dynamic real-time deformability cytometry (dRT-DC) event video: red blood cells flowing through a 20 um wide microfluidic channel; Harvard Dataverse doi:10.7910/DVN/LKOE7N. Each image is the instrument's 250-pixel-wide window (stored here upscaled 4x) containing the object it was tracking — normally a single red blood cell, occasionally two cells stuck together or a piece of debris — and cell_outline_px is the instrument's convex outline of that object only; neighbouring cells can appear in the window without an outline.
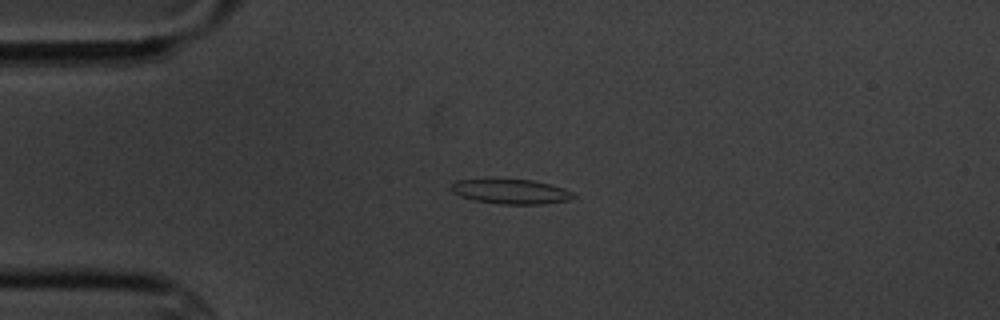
{"species": "common noctule bat (a hibernating species)", "species_latin": "Nyctalus noctula", "temperature_condition": "cold", "stored_images_in_passage": 4, "camera_frame_rate_fps": 3000, "um_per_image_px": 0.085, "animal": {"sex": "male", "body_mass_g": 20.1, "forearm_length_mm": 53.5}, "frame": {"image": 1, "passage_image": 4, "time_ms": 3.333, "image_size_px": [1000, 320], "cell_outline_px": [[576, 196], [568, 200], [544, 204], [500, 204], [472, 200], [460, 196], [452, 192], [452, 184], [456, 180], [532, 180], [564, 188], [572, 192]], "centroid_in_image_um": [43.43, 16.3], "position_along_channel_um": 41.6, "area_um2": 17.34}}